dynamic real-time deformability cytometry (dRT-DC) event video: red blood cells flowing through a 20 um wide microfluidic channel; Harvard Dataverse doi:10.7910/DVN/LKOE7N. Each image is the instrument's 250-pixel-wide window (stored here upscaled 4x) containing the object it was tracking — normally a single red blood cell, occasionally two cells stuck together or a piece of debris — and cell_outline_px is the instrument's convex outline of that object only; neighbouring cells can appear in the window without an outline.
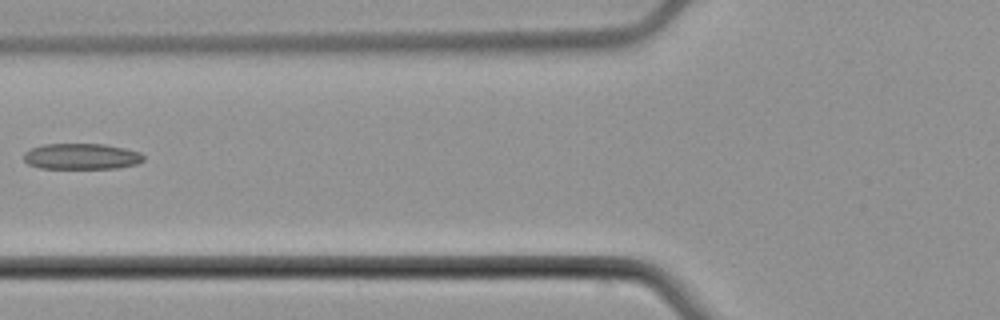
{"species": "common noctule bat (a hibernating species)", "species_latin": "Nyctalus noctula", "temperature_condition": "cold", "stored_images_in_passage": 5, "camera_frame_rate_fps": 3000, "um_per_image_px": 0.085, "animal": {"sex": "male", "body_mass_g": 21.5, "forearm_length_mm": 52.0}, "frame": {"image": 1, "passage_image": 5, "time_ms": 6.0, "image_size_px": [1000, 320], "cell_outline_px": [[144, 160], [136, 164], [116, 168], [40, 168], [28, 164], [24, 160], [24, 152], [32, 148], [44, 144], [104, 144], [124, 148], [140, 152], [144, 156]], "centroid_in_image_um": [6.92, 13.29], "position_along_channel_um": 118.9, "area_um2": 18.03}}